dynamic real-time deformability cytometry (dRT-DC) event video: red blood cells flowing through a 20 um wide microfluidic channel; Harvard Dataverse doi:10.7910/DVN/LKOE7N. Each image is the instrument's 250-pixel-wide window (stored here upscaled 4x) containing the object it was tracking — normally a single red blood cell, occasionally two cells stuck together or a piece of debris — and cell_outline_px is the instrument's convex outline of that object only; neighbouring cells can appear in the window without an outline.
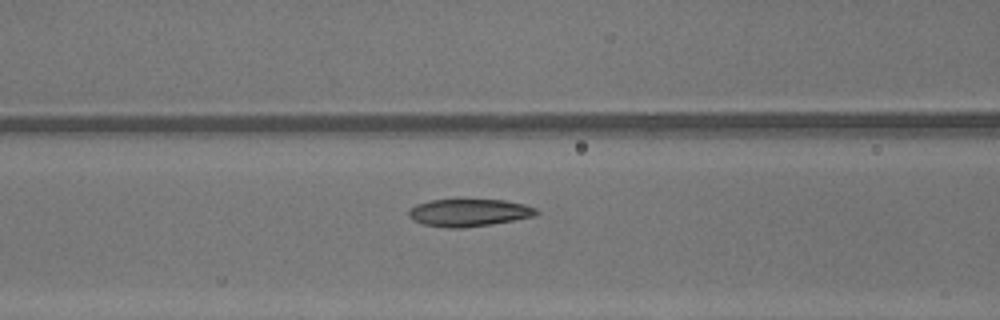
{"species": "common noctule bat (a hibernating species)", "species_latin": "Nyctalus noctula", "temperature_condition": "warm", "stored_images_in_passage": 34, "camera_frame_rate_fps": 3000, "um_per_image_px": 0.085, "animal": {"sex": "male", "body_mass_g": 13.3}, "frame": {"image": 1, "passage_image": 7, "time_ms": 2.0, "image_size_px": [1000, 320], "cell_outline_px": [[540, 212], [536, 216], [464, 228], [448, 228], [424, 224], [412, 220], [408, 216], [408, 212], [416, 204], [432, 200], [456, 196], [504, 200], [524, 204], [536, 208]], "centroid_in_image_um": [39.84, 18.02], "position_along_channel_um": 126.8, "area_um2": 21.27}}
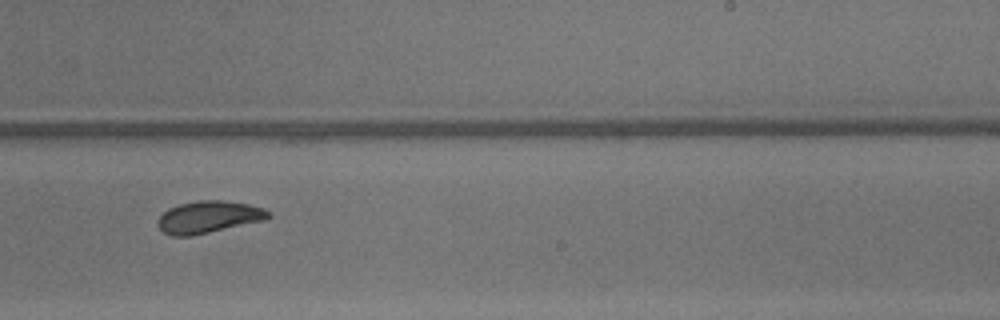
{"frame": {"image": 2, "passage_image": 17, "time_ms": 5.333, "image_size_px": [1000, 320], "cell_outline_px": [[272, 216], [264, 220], [192, 236], [172, 236], [164, 232], [156, 224], [156, 220], [168, 208], [180, 204], [200, 200], [224, 200], [248, 204], [264, 208]], "centroid_in_image_um": [17.71, 18.45], "position_along_channel_um": 271.3, "area_um2": 20.63}}
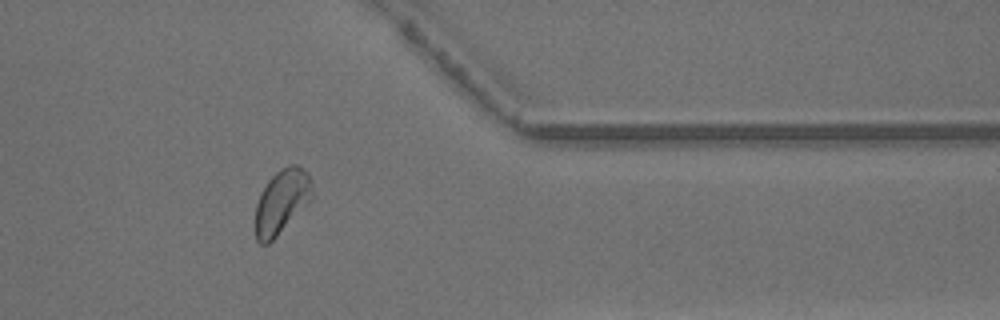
{"frame": {"image": 3, "passage_image": 26, "time_ms": 8.333, "image_size_px": [1000, 320], "cell_outline_px": [[312, 200], [268, 244], [260, 244], [256, 240], [256, 204], [260, 192], [268, 180], [280, 168], [288, 164], [296, 164], [304, 168], [308, 172], [312, 184]], "centroid_in_image_um": [23.95, 17.09], "position_along_channel_um": 387.4, "area_um2": 21.39}, "authors_computed_cell_mechanics": {"area_um2": 21.0681, "velocity_mm_per_s": 4.3498, "shape_relaxation_time_tau1_ms": 4.5071, "shape_relaxation_time_tau2_ms": 1.455, "deformation_change_tau1": 0.1586, "deformation_change_tau2": 0.0636}}